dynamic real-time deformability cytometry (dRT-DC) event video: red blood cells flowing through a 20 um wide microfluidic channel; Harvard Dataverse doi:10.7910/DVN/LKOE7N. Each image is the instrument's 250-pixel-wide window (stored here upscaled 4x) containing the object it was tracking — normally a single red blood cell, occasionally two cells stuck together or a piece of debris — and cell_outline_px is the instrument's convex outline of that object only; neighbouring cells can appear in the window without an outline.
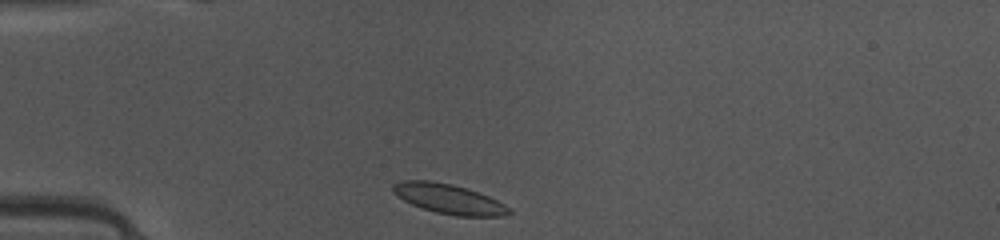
{"species": "common noctule bat (a hibernating species)", "species_latin": "Nyctalus noctula", "temperature_condition": "warm", "stored_images_in_passage": 37, "camera_frame_rate_fps": 3000, "um_per_image_px": 0.085, "animal": {"sex": "female", "body_mass_g": 10.0, "forearm_length_mm": 53.1}, "frame": {"image": 1, "passage_image": 1, "time_ms": 0.0, "image_size_px": [1000, 240], "cell_outline_px": [[512, 212], [500, 216], [456, 216], [436, 212], [412, 204], [396, 196], [392, 192], [392, 184], [400, 180], [428, 180], [452, 184], [468, 188], [488, 196], [512, 208]], "centroid_in_image_um": [38.13, 16.89], "position_along_channel_um": 46.9, "area_um2": 20.17}}
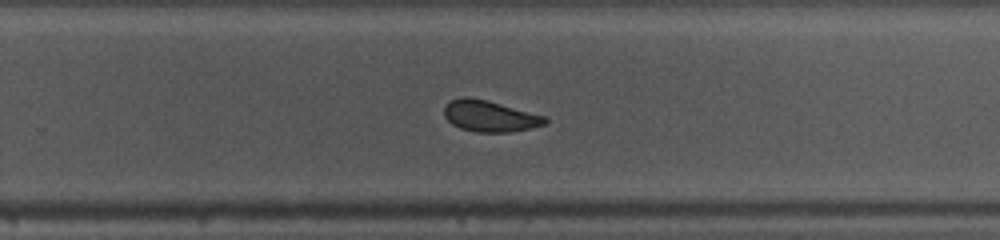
{"frame": {"image": 2, "passage_image": 20, "time_ms": 6.333, "image_size_px": [1000, 240], "cell_outline_px": [[548, 120], [544, 124], [532, 128], [512, 132], [476, 132], [460, 128], [452, 124], [444, 116], [444, 108], [448, 100], [464, 96], [468, 96], [488, 100], [548, 116]], "centroid_in_image_um": [41.64, 9.85], "position_along_channel_um": 288.2, "area_um2": 18.73}}
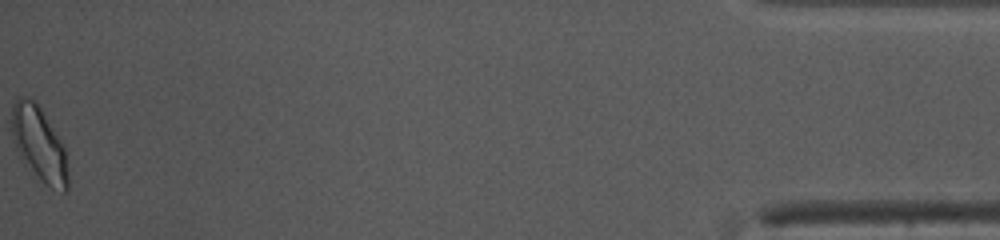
{"frame": {"image": 3, "passage_image": 37, "time_ms": 12.0, "image_size_px": [1000, 240], "cell_outline_px": [[68, 192], [64, 192], [52, 188], [44, 184], [40, 180], [20, 156], [16, 148], [12, 136], [12, 104], [20, 96], [32, 96], [36, 100], [64, 144], [68, 168]], "centroid_in_image_um": [3.35, 12.2], "position_along_channel_um": 431.9, "area_um2": 24.68}, "authors_computed_cell_mechanics": {"area_um2": 19.2474, "velocity_mm_per_s": 4.0957, "shape_relaxation_time_tau1_ms": 2.599, "shape_relaxation_time_tau2_ms": 3.8963, "deformation_change_tau1": 0.1197, "deformation_change_tau2": 0.0648}}